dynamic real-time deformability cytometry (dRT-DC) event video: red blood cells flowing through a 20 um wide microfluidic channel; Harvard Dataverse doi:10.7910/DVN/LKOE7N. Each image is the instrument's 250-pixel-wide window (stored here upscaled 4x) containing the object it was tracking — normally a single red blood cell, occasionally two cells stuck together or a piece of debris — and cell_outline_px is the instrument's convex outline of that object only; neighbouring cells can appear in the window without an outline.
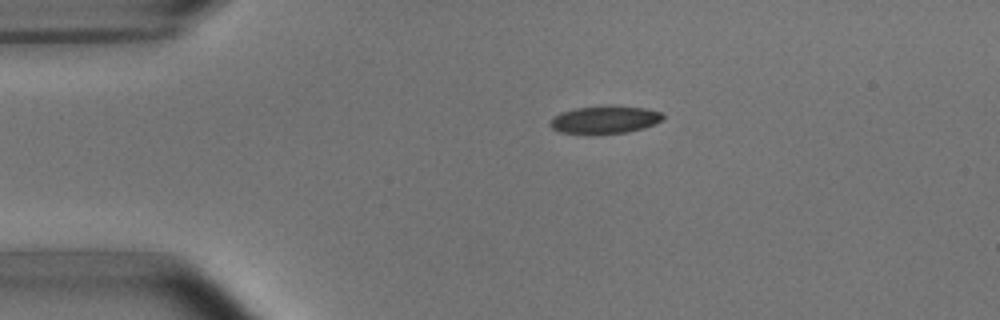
{"species": "common noctule bat (a hibernating species)", "species_latin": "Nyctalus noctula", "temperature_condition": "room temperature", "stored_images_in_passage": 4, "camera_frame_rate_fps": 3000, "um_per_image_px": 0.085, "animal": {"sex": "male", "body_mass_g": 15.6}, "frame": {"image": 1, "passage_image": 1, "time_ms": 0.0, "image_size_px": [1000, 320], "cell_outline_px": [[664, 116], [660, 120], [644, 128], [628, 132], [592, 136], [588, 136], [560, 132], [552, 128], [548, 124], [560, 112], [576, 108], [644, 108], [660, 112]], "centroid_in_image_um": [51.33, 10.26], "position_along_channel_um": 33.7, "area_um2": 17.8}}
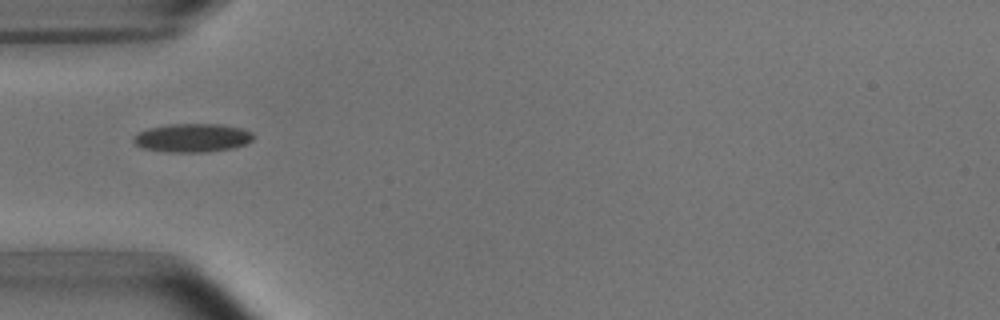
{"frame": {"image": 2, "passage_image": 2, "time_ms": 2.0, "image_size_px": [1000, 320], "cell_outline_px": [[252, 140], [244, 144], [232, 148], [204, 152], [168, 152], [144, 148], [136, 144], [132, 140], [132, 136], [136, 132], [148, 128], [168, 124], [220, 124], [244, 128], [252, 132]], "centroid_in_image_um": [16.31, 11.7], "position_along_channel_um": 68.7, "area_um2": 20.0}}
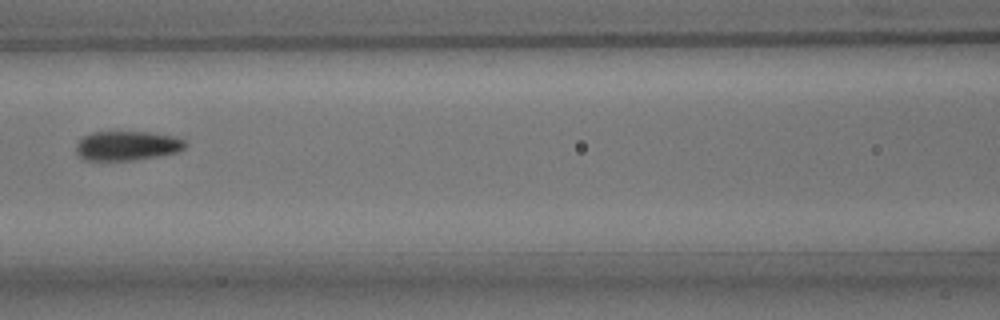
{"frame": {"image": 3, "passage_image": 4, "time_ms": 4.333, "image_size_px": [1000, 320], "cell_outline_px": [[188, 144], [184, 148], [176, 152], [156, 156], [132, 160], [84, 160], [76, 152], [76, 144], [84, 136], [92, 132], [148, 132], [176, 136], [184, 140]], "centroid_in_image_um": [10.81, 12.38], "position_along_channel_um": 155.8, "area_um2": 18.61}}